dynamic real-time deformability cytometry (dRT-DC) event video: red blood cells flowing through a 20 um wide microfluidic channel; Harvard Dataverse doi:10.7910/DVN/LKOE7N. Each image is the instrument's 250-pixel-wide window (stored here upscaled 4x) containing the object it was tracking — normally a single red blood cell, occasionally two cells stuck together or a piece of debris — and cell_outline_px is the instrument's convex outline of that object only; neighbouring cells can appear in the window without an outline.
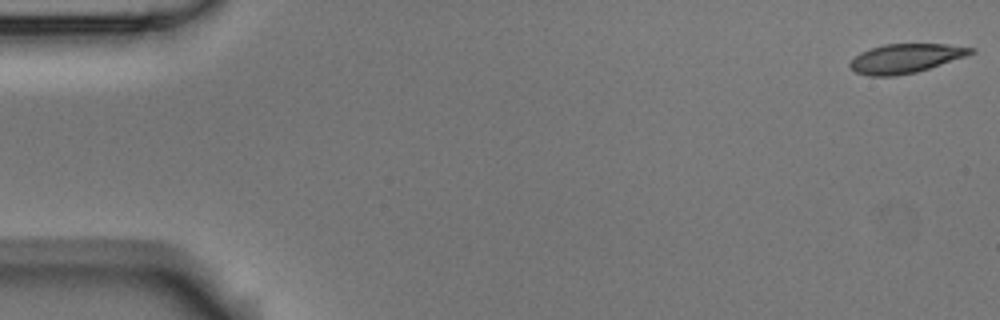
{"species": "Egyptian fruit bat (a non-hibernating species)", "species_latin": "Rousettus aegyptiacus", "temperature_condition": "room temperature", "stored_images_in_passage": 56, "camera_frame_rate_fps": 3000, "um_per_image_px": 0.085, "animal": {"sex": "male"}, "frame": {"image": 1, "passage_image": 1, "time_ms": 0.0, "image_size_px": [1000, 320], "cell_outline_px": [[976, 52], [916, 72], [896, 76], [868, 76], [856, 72], [848, 64], [860, 52], [884, 44], [948, 44], [976, 48]], "centroid_in_image_um": [76.97, 4.96], "position_along_channel_um": 8.0, "area_um2": 20.29}}
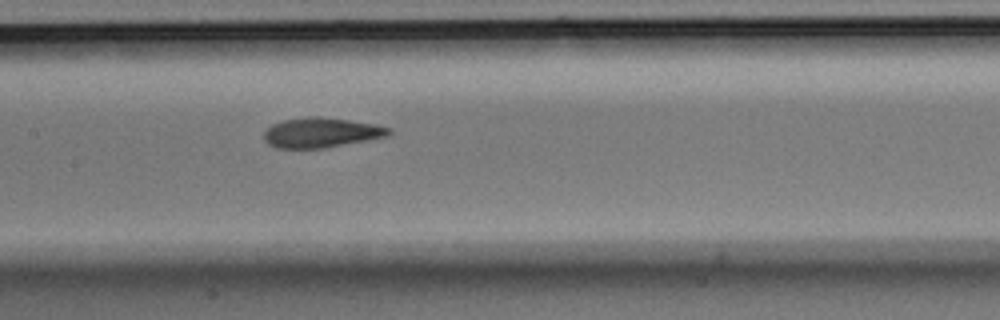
{"frame": {"image": 2, "passage_image": 27, "time_ms": 8.667, "image_size_px": [1000, 320], "cell_outline_px": [[392, 132], [388, 136], [368, 140], [324, 148], [276, 148], [268, 144], [264, 140], [264, 132], [272, 124], [284, 120], [312, 116], [320, 116], [376, 124], [392, 128]], "centroid_in_image_um": [27.32, 11.27], "position_along_channel_um": 180.1, "area_um2": 21.79}}
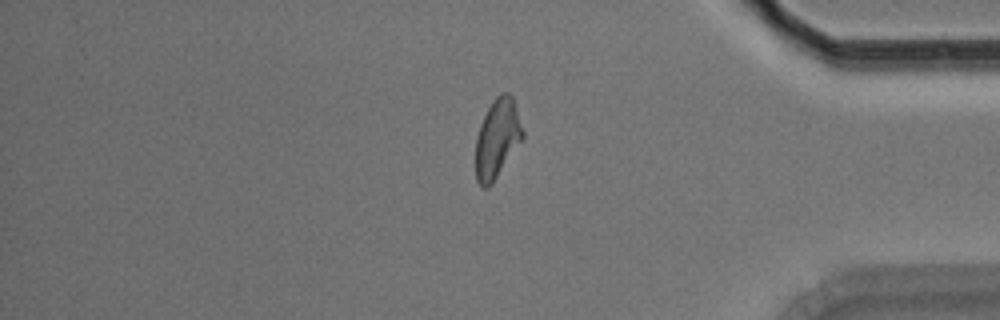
{"frame": {"image": 3, "passage_image": 47, "time_ms": 15.333, "image_size_px": [1000, 320], "cell_outline_px": [[524, 136], [492, 184], [488, 188], [484, 188], [476, 180], [476, 136], [480, 124], [492, 100], [500, 92], [508, 92], [512, 96], [524, 132]], "centroid_in_image_um": [42.25, 11.76], "position_along_channel_um": 392.9, "area_um2": 21.5}, "authors_computed_cell_mechanics": {"area_um2": 21.4727, "velocity_mm_per_s": 3.5709, "shape_relaxation_time_tau1_ms": 6.4792, "shape_relaxation_time_tau2_ms": 1.1687, "deformation_change_tau1": 0.1803, "deformation_change_tau2": 0.0777}}